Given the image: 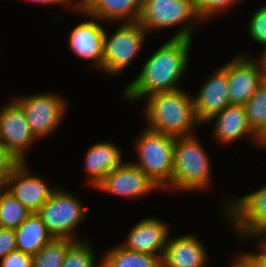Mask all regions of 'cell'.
Wrapping results in <instances>:
<instances>
[{"label": "cell", "mask_w": 266, "mask_h": 267, "mask_svg": "<svg viewBox=\"0 0 266 267\" xmlns=\"http://www.w3.org/2000/svg\"><path fill=\"white\" fill-rule=\"evenodd\" d=\"M222 68L227 72L230 104L245 105L264 82V69L259 58L239 54Z\"/></svg>", "instance_id": "30bf717a"}, {"label": "cell", "mask_w": 266, "mask_h": 267, "mask_svg": "<svg viewBox=\"0 0 266 267\" xmlns=\"http://www.w3.org/2000/svg\"><path fill=\"white\" fill-rule=\"evenodd\" d=\"M26 115V120L36 138L51 134L60 125L67 104L54 93L33 94L14 99Z\"/></svg>", "instance_id": "9c48e42d"}, {"label": "cell", "mask_w": 266, "mask_h": 267, "mask_svg": "<svg viewBox=\"0 0 266 267\" xmlns=\"http://www.w3.org/2000/svg\"><path fill=\"white\" fill-rule=\"evenodd\" d=\"M56 187L49 188L41 178L29 172L26 162L19 163L11 173L4 189L24 205L30 213H37Z\"/></svg>", "instance_id": "4fadbf2b"}, {"label": "cell", "mask_w": 266, "mask_h": 267, "mask_svg": "<svg viewBox=\"0 0 266 267\" xmlns=\"http://www.w3.org/2000/svg\"><path fill=\"white\" fill-rule=\"evenodd\" d=\"M203 84L197 95L193 96L196 119L202 125L230 104L227 72L222 67L215 70Z\"/></svg>", "instance_id": "9a60e30c"}, {"label": "cell", "mask_w": 266, "mask_h": 267, "mask_svg": "<svg viewBox=\"0 0 266 267\" xmlns=\"http://www.w3.org/2000/svg\"><path fill=\"white\" fill-rule=\"evenodd\" d=\"M105 193L138 199L160 187L132 162L122 163L95 187Z\"/></svg>", "instance_id": "7c38bea8"}, {"label": "cell", "mask_w": 266, "mask_h": 267, "mask_svg": "<svg viewBox=\"0 0 266 267\" xmlns=\"http://www.w3.org/2000/svg\"><path fill=\"white\" fill-rule=\"evenodd\" d=\"M31 213L4 188H0V227L16 229Z\"/></svg>", "instance_id": "603a6c76"}, {"label": "cell", "mask_w": 266, "mask_h": 267, "mask_svg": "<svg viewBox=\"0 0 266 267\" xmlns=\"http://www.w3.org/2000/svg\"><path fill=\"white\" fill-rule=\"evenodd\" d=\"M241 0H194L196 10L203 20L210 19L232 8Z\"/></svg>", "instance_id": "4316f807"}, {"label": "cell", "mask_w": 266, "mask_h": 267, "mask_svg": "<svg viewBox=\"0 0 266 267\" xmlns=\"http://www.w3.org/2000/svg\"><path fill=\"white\" fill-rule=\"evenodd\" d=\"M169 224L158 218H146L137 222L128 233L122 246L129 250L163 256L169 238Z\"/></svg>", "instance_id": "2e32d148"}, {"label": "cell", "mask_w": 266, "mask_h": 267, "mask_svg": "<svg viewBox=\"0 0 266 267\" xmlns=\"http://www.w3.org/2000/svg\"><path fill=\"white\" fill-rule=\"evenodd\" d=\"M122 160L119 147L109 141L91 145L85 156L87 184L95 188L107 174L123 163Z\"/></svg>", "instance_id": "ffe728a7"}, {"label": "cell", "mask_w": 266, "mask_h": 267, "mask_svg": "<svg viewBox=\"0 0 266 267\" xmlns=\"http://www.w3.org/2000/svg\"><path fill=\"white\" fill-rule=\"evenodd\" d=\"M147 31L136 22H122L111 36L105 30L102 70L105 74H120L141 49Z\"/></svg>", "instance_id": "52a82bcc"}, {"label": "cell", "mask_w": 266, "mask_h": 267, "mask_svg": "<svg viewBox=\"0 0 266 267\" xmlns=\"http://www.w3.org/2000/svg\"><path fill=\"white\" fill-rule=\"evenodd\" d=\"M0 109V144L20 163L26 162V150L37 138L30 129L23 108L13 100Z\"/></svg>", "instance_id": "8fae6325"}, {"label": "cell", "mask_w": 266, "mask_h": 267, "mask_svg": "<svg viewBox=\"0 0 266 267\" xmlns=\"http://www.w3.org/2000/svg\"><path fill=\"white\" fill-rule=\"evenodd\" d=\"M250 19L248 27L250 38L266 49V5L260 7Z\"/></svg>", "instance_id": "83f0119b"}, {"label": "cell", "mask_w": 266, "mask_h": 267, "mask_svg": "<svg viewBox=\"0 0 266 267\" xmlns=\"http://www.w3.org/2000/svg\"><path fill=\"white\" fill-rule=\"evenodd\" d=\"M17 250L34 256L53 237L37 213H31L25 221L15 229Z\"/></svg>", "instance_id": "44dd1931"}, {"label": "cell", "mask_w": 266, "mask_h": 267, "mask_svg": "<svg viewBox=\"0 0 266 267\" xmlns=\"http://www.w3.org/2000/svg\"><path fill=\"white\" fill-rule=\"evenodd\" d=\"M252 131L260 137L266 130V82L256 90L244 105Z\"/></svg>", "instance_id": "cb8c5ba5"}, {"label": "cell", "mask_w": 266, "mask_h": 267, "mask_svg": "<svg viewBox=\"0 0 266 267\" xmlns=\"http://www.w3.org/2000/svg\"><path fill=\"white\" fill-rule=\"evenodd\" d=\"M233 262L232 267H254L242 254Z\"/></svg>", "instance_id": "836d02e7"}, {"label": "cell", "mask_w": 266, "mask_h": 267, "mask_svg": "<svg viewBox=\"0 0 266 267\" xmlns=\"http://www.w3.org/2000/svg\"><path fill=\"white\" fill-rule=\"evenodd\" d=\"M77 12H82L90 19L79 23L71 30L69 48L77 57L91 61L93 67L102 70L105 29L97 18L89 16L82 8Z\"/></svg>", "instance_id": "5bb4252c"}, {"label": "cell", "mask_w": 266, "mask_h": 267, "mask_svg": "<svg viewBox=\"0 0 266 267\" xmlns=\"http://www.w3.org/2000/svg\"><path fill=\"white\" fill-rule=\"evenodd\" d=\"M76 241L67 251L61 267H97L93 248L88 241Z\"/></svg>", "instance_id": "484cf974"}, {"label": "cell", "mask_w": 266, "mask_h": 267, "mask_svg": "<svg viewBox=\"0 0 266 267\" xmlns=\"http://www.w3.org/2000/svg\"><path fill=\"white\" fill-rule=\"evenodd\" d=\"M25 1H29L32 3H37L39 5H50V4H62V5H71L70 9H73L74 11L78 10L81 8V0H76L78 2H76L75 0H25ZM75 1V2H74ZM73 3V4H72Z\"/></svg>", "instance_id": "d6a6232c"}, {"label": "cell", "mask_w": 266, "mask_h": 267, "mask_svg": "<svg viewBox=\"0 0 266 267\" xmlns=\"http://www.w3.org/2000/svg\"><path fill=\"white\" fill-rule=\"evenodd\" d=\"M147 128L173 137L194 135L196 119L193 96L181 88L147 96Z\"/></svg>", "instance_id": "7a4b0ae2"}, {"label": "cell", "mask_w": 266, "mask_h": 267, "mask_svg": "<svg viewBox=\"0 0 266 267\" xmlns=\"http://www.w3.org/2000/svg\"><path fill=\"white\" fill-rule=\"evenodd\" d=\"M15 250H17L15 230L0 227V260Z\"/></svg>", "instance_id": "4dcf8cb0"}, {"label": "cell", "mask_w": 266, "mask_h": 267, "mask_svg": "<svg viewBox=\"0 0 266 267\" xmlns=\"http://www.w3.org/2000/svg\"><path fill=\"white\" fill-rule=\"evenodd\" d=\"M225 201L227 218L243 239L266 236V186L247 194L237 201ZM227 203V204H226ZM226 205V206H225ZM261 235V236H260Z\"/></svg>", "instance_id": "ba28073f"}, {"label": "cell", "mask_w": 266, "mask_h": 267, "mask_svg": "<svg viewBox=\"0 0 266 267\" xmlns=\"http://www.w3.org/2000/svg\"><path fill=\"white\" fill-rule=\"evenodd\" d=\"M0 267H33L32 256L15 250L0 260Z\"/></svg>", "instance_id": "f546056e"}, {"label": "cell", "mask_w": 266, "mask_h": 267, "mask_svg": "<svg viewBox=\"0 0 266 267\" xmlns=\"http://www.w3.org/2000/svg\"><path fill=\"white\" fill-rule=\"evenodd\" d=\"M139 135L134 143L139 161L132 163L146 173L160 190L165 191L173 176L175 137L149 128Z\"/></svg>", "instance_id": "277c9868"}, {"label": "cell", "mask_w": 266, "mask_h": 267, "mask_svg": "<svg viewBox=\"0 0 266 267\" xmlns=\"http://www.w3.org/2000/svg\"><path fill=\"white\" fill-rule=\"evenodd\" d=\"M197 138L196 134L175 138L173 176L167 190L194 192L211 185V163Z\"/></svg>", "instance_id": "3957f363"}, {"label": "cell", "mask_w": 266, "mask_h": 267, "mask_svg": "<svg viewBox=\"0 0 266 267\" xmlns=\"http://www.w3.org/2000/svg\"><path fill=\"white\" fill-rule=\"evenodd\" d=\"M98 267H163L162 256L136 252L122 245L107 250Z\"/></svg>", "instance_id": "7402d4cb"}, {"label": "cell", "mask_w": 266, "mask_h": 267, "mask_svg": "<svg viewBox=\"0 0 266 267\" xmlns=\"http://www.w3.org/2000/svg\"><path fill=\"white\" fill-rule=\"evenodd\" d=\"M86 209L73 193L55 188L37 214L53 238L80 241L73 231L86 217Z\"/></svg>", "instance_id": "8992f818"}, {"label": "cell", "mask_w": 266, "mask_h": 267, "mask_svg": "<svg viewBox=\"0 0 266 267\" xmlns=\"http://www.w3.org/2000/svg\"><path fill=\"white\" fill-rule=\"evenodd\" d=\"M20 162L0 144V188H4L12 170Z\"/></svg>", "instance_id": "f1b7e54d"}, {"label": "cell", "mask_w": 266, "mask_h": 267, "mask_svg": "<svg viewBox=\"0 0 266 267\" xmlns=\"http://www.w3.org/2000/svg\"><path fill=\"white\" fill-rule=\"evenodd\" d=\"M192 40L171 39L152 53L139 75L123 90L126 100L135 101L151 94L179 89L189 63Z\"/></svg>", "instance_id": "6da1fadb"}, {"label": "cell", "mask_w": 266, "mask_h": 267, "mask_svg": "<svg viewBox=\"0 0 266 267\" xmlns=\"http://www.w3.org/2000/svg\"><path fill=\"white\" fill-rule=\"evenodd\" d=\"M260 60L262 62L263 69L266 70V49L262 51V54L260 55Z\"/></svg>", "instance_id": "e575fe53"}, {"label": "cell", "mask_w": 266, "mask_h": 267, "mask_svg": "<svg viewBox=\"0 0 266 267\" xmlns=\"http://www.w3.org/2000/svg\"><path fill=\"white\" fill-rule=\"evenodd\" d=\"M143 0H81V8L100 21L136 22Z\"/></svg>", "instance_id": "d6986e66"}, {"label": "cell", "mask_w": 266, "mask_h": 267, "mask_svg": "<svg viewBox=\"0 0 266 267\" xmlns=\"http://www.w3.org/2000/svg\"><path fill=\"white\" fill-rule=\"evenodd\" d=\"M261 244L257 253H243L242 255L254 266V267H266V241L262 238Z\"/></svg>", "instance_id": "1f68e13d"}, {"label": "cell", "mask_w": 266, "mask_h": 267, "mask_svg": "<svg viewBox=\"0 0 266 267\" xmlns=\"http://www.w3.org/2000/svg\"><path fill=\"white\" fill-rule=\"evenodd\" d=\"M202 20L194 0H143L138 22L147 31L182 25L171 39L193 38L195 22ZM192 28V29H191Z\"/></svg>", "instance_id": "5b68a950"}, {"label": "cell", "mask_w": 266, "mask_h": 267, "mask_svg": "<svg viewBox=\"0 0 266 267\" xmlns=\"http://www.w3.org/2000/svg\"><path fill=\"white\" fill-rule=\"evenodd\" d=\"M69 239L53 238L32 256L33 267H61L68 249L75 243Z\"/></svg>", "instance_id": "d4e9b609"}, {"label": "cell", "mask_w": 266, "mask_h": 267, "mask_svg": "<svg viewBox=\"0 0 266 267\" xmlns=\"http://www.w3.org/2000/svg\"><path fill=\"white\" fill-rule=\"evenodd\" d=\"M214 122L213 134L215 139L223 143H233L243 136H251L250 139L259 146V137L252 131L248 124L246 110L243 105L229 104L208 122Z\"/></svg>", "instance_id": "e0dca14e"}, {"label": "cell", "mask_w": 266, "mask_h": 267, "mask_svg": "<svg viewBox=\"0 0 266 267\" xmlns=\"http://www.w3.org/2000/svg\"><path fill=\"white\" fill-rule=\"evenodd\" d=\"M203 242L194 235L168 239L162 256L163 267H204L207 261Z\"/></svg>", "instance_id": "ac0fdd59"}]
</instances>
